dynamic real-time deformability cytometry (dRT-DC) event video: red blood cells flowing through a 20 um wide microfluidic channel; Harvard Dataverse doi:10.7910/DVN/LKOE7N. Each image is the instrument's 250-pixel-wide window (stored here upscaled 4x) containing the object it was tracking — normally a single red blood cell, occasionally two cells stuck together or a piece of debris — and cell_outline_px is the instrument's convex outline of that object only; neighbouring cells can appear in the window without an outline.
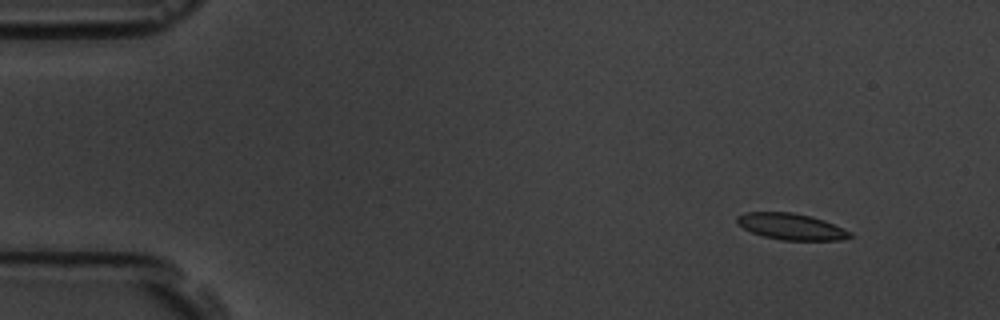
{"species": "common noctule bat (a hibernating species)", "species_latin": "Nyctalus noctula", "temperature_condition": "room temperature", "stored_images_in_passage": 5, "camera_frame_rate_fps": 3000, "um_per_image_px": 0.085, "animal": {"sex": "male", "body_mass_g": 19.5, "forearm_length_mm": 54.6}, "frame": {"image": 1, "passage_image": 2, "time_ms": 0.333, "image_size_px": [1000, 320], "cell_outline_px": [[852, 236], [840, 240], [780, 240], [764, 236], [752, 232], [736, 224], [736, 216], [744, 212], [792, 212], [824, 220], [852, 232]], "centroid_in_image_um": [67.22, 19.25], "position_along_channel_um": 17.8, "area_um2": 17.28}}
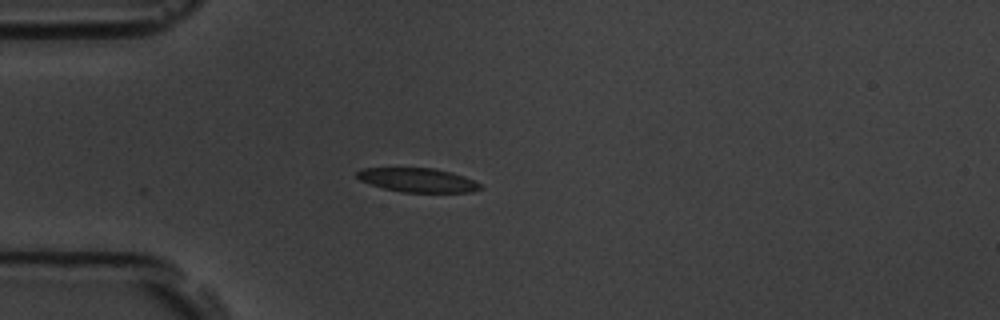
{"frame": {"image": 2, "passage_image": 5, "time_ms": 1.333, "image_size_px": [1000, 320], "cell_outline_px": [[484, 188], [472, 192], [404, 192], [384, 188], [360, 180], [356, 176], [356, 172], [364, 168], [432, 168], [452, 172], [464, 176], [480, 184]], "centroid_in_image_um": [35.53, 15.3], "position_along_channel_um": 49.5, "area_um2": 17.11}}